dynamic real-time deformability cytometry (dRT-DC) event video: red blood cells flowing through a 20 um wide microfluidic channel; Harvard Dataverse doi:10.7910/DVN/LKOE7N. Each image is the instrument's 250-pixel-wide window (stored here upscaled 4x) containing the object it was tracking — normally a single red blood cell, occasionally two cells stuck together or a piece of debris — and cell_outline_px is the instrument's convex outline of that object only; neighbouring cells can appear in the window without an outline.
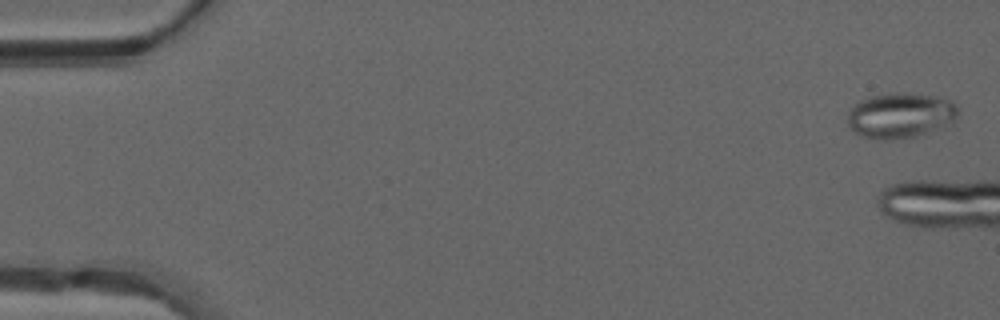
{"species": "common noctule bat (a hibernating species)", "species_latin": "Nyctalus noctula", "temperature_condition": "warm", "stored_images_in_passage": 11, "camera_frame_rate_fps": 3000, "um_per_image_px": 0.085, "animal": {"sex": "male", "forearm_length_mm": 52.5}, "frame": {"image": 1, "passage_image": 2, "time_ms": 0.333, "image_size_px": [1000, 320], "cell_outline_px": [[960, 112], [956, 120], [952, 124], [916, 136], [892, 140], [880, 140], [864, 136], [848, 128], [848, 112], [860, 100], [872, 96], [892, 92], [904, 92], [936, 96], [952, 100]], "centroid_in_image_um": [76.58, 9.8], "position_along_channel_um": 8.4, "area_um2": 29.54}}